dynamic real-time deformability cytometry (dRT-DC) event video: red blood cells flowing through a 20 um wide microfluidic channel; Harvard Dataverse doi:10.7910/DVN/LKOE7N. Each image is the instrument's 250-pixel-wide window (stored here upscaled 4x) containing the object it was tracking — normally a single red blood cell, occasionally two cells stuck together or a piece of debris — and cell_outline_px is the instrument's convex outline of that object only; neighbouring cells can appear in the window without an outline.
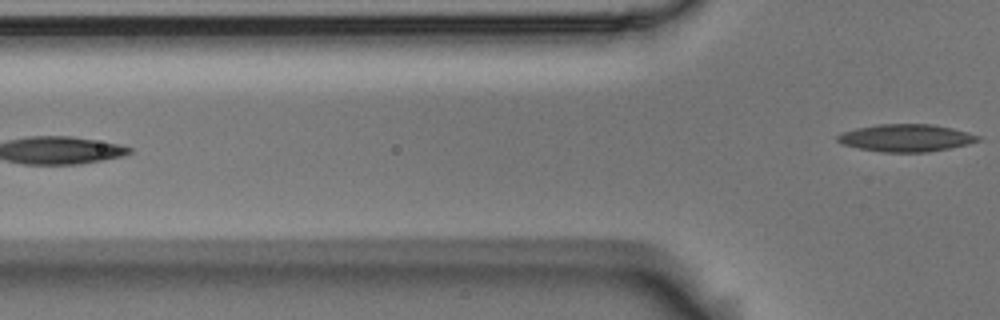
{"species": "Egyptian fruit bat (a non-hibernating species)", "species_latin": "Rousettus aegyptiacus", "temperature_condition": "room temperature", "stored_images_in_passage": 6, "camera_frame_rate_fps": 3000, "um_per_image_px": 0.085, "animal": {"sex": "male"}, "frame": {"image": 1, "passage_image": 6, "time_ms": 1.667, "image_size_px": [1000, 320], "cell_outline_px": [[984, 140], [968, 144], [928, 152], [884, 152], [860, 148], [840, 144], [836, 140], [836, 136], [840, 132], [856, 128], [876, 124], [932, 124], [952, 128], [984, 136]], "centroid_in_image_um": [77.03, 11.71], "position_along_channel_um": 48.8, "area_um2": 22.72}}